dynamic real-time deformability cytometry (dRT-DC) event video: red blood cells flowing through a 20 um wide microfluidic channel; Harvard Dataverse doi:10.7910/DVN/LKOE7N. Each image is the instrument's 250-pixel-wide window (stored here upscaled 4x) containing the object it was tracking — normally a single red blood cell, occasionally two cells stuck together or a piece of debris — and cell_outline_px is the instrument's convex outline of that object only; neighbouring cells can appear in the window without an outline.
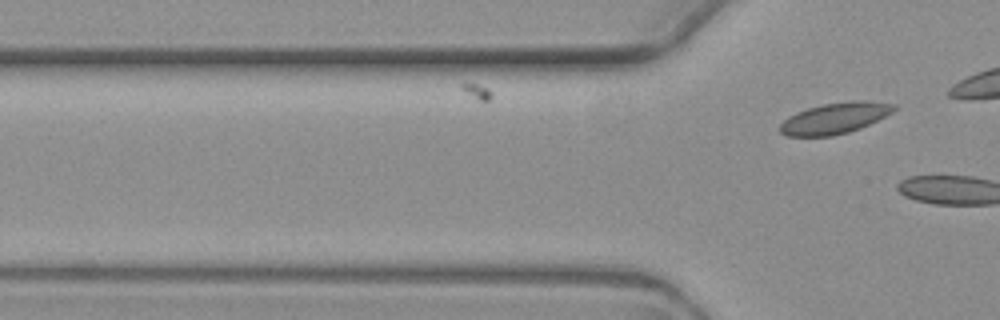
{"species": "common noctule bat (a hibernating species)", "species_latin": "Nyctalus noctula", "temperature_condition": "warm", "stored_images_in_passage": 3, "camera_frame_rate_fps": 3000, "um_per_image_px": 0.085, "animal": {"sex": "female", "body_mass_g": 19.3, "forearm_length_mm": 54.1}, "frame": {"image": 1, "passage_image": 3, "time_ms": 2.333, "image_size_px": [1000, 320], "cell_outline_px": [[896, 108], [892, 112], [860, 128], [848, 132], [832, 136], [788, 136], [780, 132], [780, 124], [788, 116], [796, 112], [808, 108], [824, 104], [856, 100], [868, 100], [896, 104]], "centroid_in_image_um": [70.95, 10.04], "position_along_channel_um": 54.8, "area_um2": 20.46}}